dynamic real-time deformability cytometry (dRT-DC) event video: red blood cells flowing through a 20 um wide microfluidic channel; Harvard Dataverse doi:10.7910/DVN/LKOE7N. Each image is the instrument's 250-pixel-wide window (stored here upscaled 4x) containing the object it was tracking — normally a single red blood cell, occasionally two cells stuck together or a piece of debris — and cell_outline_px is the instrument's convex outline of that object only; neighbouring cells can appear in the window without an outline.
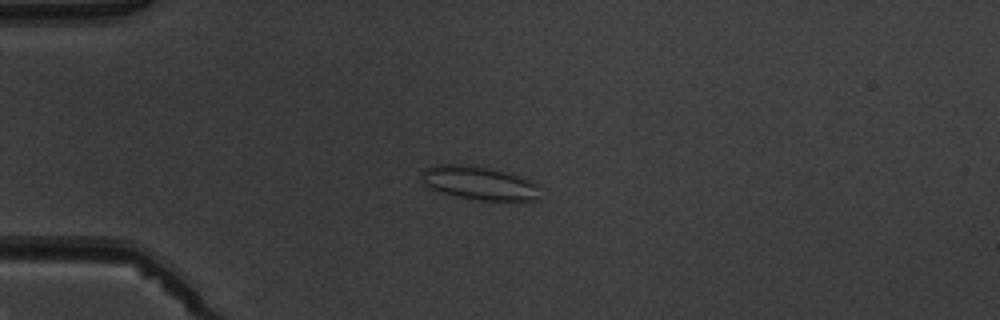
{"species": "common noctule bat (a hibernating species)", "species_latin": "Nyctalus noctula", "temperature_condition": "warm", "stored_images_in_passage": 7, "camera_frame_rate_fps": 3000, "um_per_image_px": 0.085, "animal": {"sex": "male", "body_mass_g": 19.5, "forearm_length_mm": 54.6}, "frame": {"image": 1, "passage_image": 4, "time_ms": 3.667, "image_size_px": [1000, 320], "cell_outline_px": [[540, 184], [536, 200], [480, 200], [460, 196], [444, 192], [432, 188], [424, 180], [420, 172], [424, 168], [440, 164], [464, 164], [488, 168], [504, 172]], "centroid_in_image_um": [40.74, 15.54], "position_along_channel_um": 44.3, "area_um2": 22.43}}
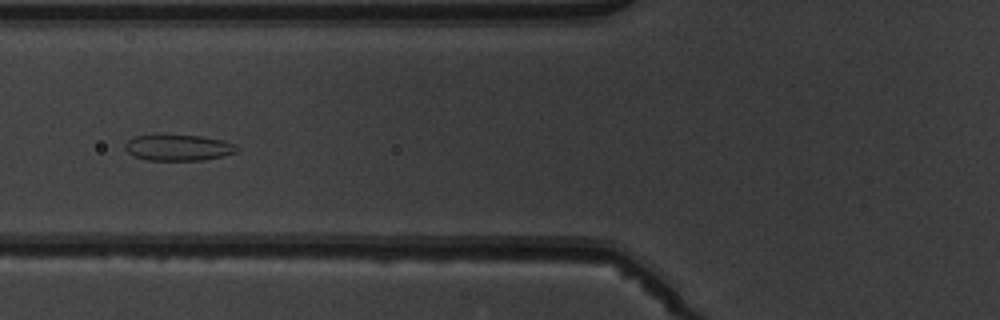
{"frame": {"image": 2, "passage_image": 6, "time_ms": 6.0, "image_size_px": [1000, 320], "cell_outline_px": [[240, 152], [204, 160], [148, 160], [132, 156], [124, 148], [124, 144], [128, 140], [136, 136], [160, 132], [164, 132], [200, 136], [224, 140], [236, 144], [240, 148]], "centroid_in_image_um": [15.16, 12.51], "position_along_channel_um": 110.6, "area_um2": 17.92}}
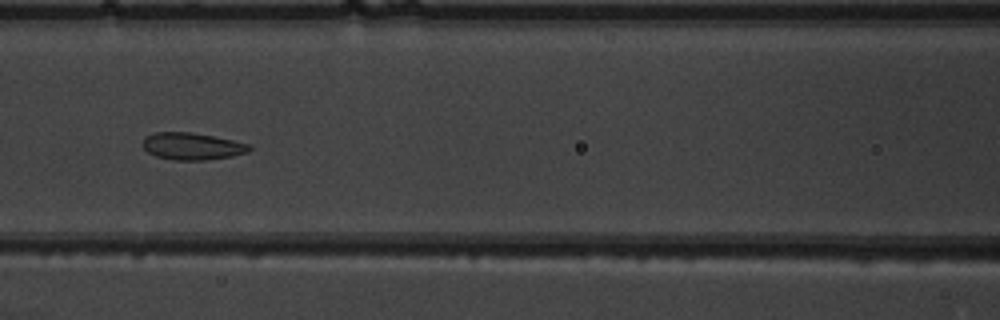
{"frame": {"image": 3, "passage_image": 7, "time_ms": 7.0, "image_size_px": [1000, 320], "cell_outline_px": [[252, 148], [248, 152], [232, 156], [204, 160], [172, 160], [156, 156], [148, 152], [144, 148], [144, 136], [152, 132], [192, 132], [232, 140], [248, 144]], "centroid_in_image_um": [16.31, 12.43], "position_along_channel_um": 150.3, "area_um2": 16.76}}